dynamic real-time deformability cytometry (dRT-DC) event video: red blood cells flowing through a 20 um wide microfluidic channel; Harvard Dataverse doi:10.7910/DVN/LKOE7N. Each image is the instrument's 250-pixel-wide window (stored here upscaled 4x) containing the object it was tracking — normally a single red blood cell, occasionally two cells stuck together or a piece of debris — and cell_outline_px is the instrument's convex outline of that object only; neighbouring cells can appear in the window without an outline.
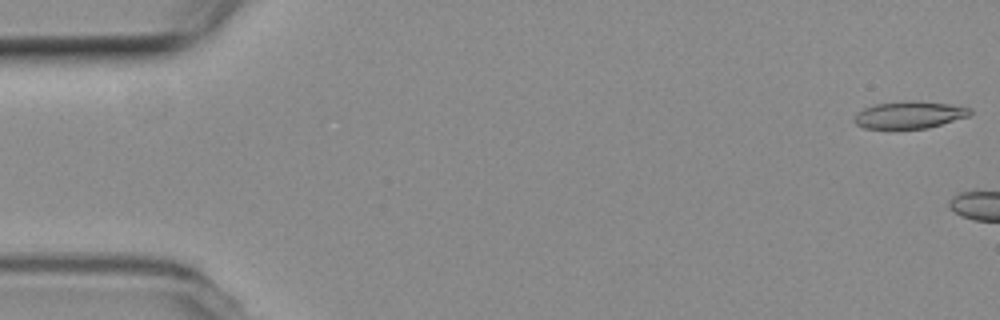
{"species": "common noctule bat (a hibernating species)", "species_latin": "Nyctalus noctula", "temperature_condition": "room temperature", "stored_images_in_passage": 4, "camera_frame_rate_fps": 3000, "um_per_image_px": 0.085, "animal": {"sex": "female", "body_mass_g": 19.3, "forearm_length_mm": 54.1}, "frame": {"image": 1, "passage_image": 1, "time_ms": 0.0, "image_size_px": [1000, 320], "cell_outline_px": [[972, 112], [968, 116], [928, 128], [864, 128], [856, 124], [852, 120], [856, 112], [864, 108], [876, 104], [916, 100], [948, 104], [972, 108]], "centroid_in_image_um": [77.28, 9.76], "position_along_channel_um": 7.7, "area_um2": 18.21}}